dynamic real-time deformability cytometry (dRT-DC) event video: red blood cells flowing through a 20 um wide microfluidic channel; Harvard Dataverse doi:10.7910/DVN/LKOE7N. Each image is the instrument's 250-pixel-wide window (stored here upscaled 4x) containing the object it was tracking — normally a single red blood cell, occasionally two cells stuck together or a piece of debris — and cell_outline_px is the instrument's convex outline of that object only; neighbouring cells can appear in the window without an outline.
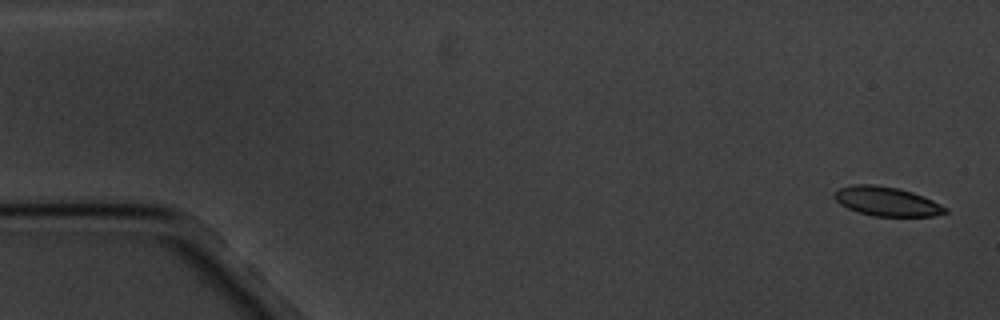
{"species": "common noctule bat (a hibernating species)", "species_latin": "Nyctalus noctula", "temperature_condition": "cold", "stored_images_in_passage": 8, "camera_frame_rate_fps": 3000, "um_per_image_px": 0.085, "animal": {"sex": "male", "body_mass_g": 20.1, "forearm_length_mm": 53.5}, "frame": {"image": 1, "passage_image": 1, "time_ms": 0.0, "image_size_px": [1000, 320], "cell_outline_px": [[948, 212], [932, 216], [872, 216], [856, 212], [840, 204], [832, 196], [840, 188], [856, 184], [872, 184], [896, 188], [912, 192], [924, 196], [948, 208]], "centroid_in_image_um": [75.37, 17.13], "position_along_channel_um": 9.6, "area_um2": 18.79}}
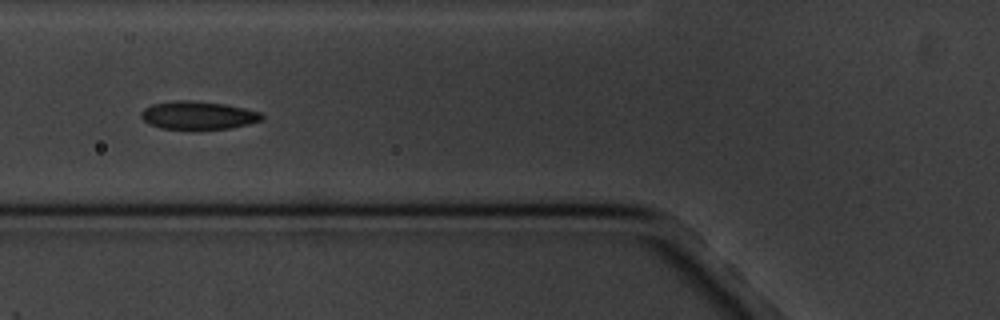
{"frame": {"image": 2, "passage_image": 6, "time_ms": 6.667, "image_size_px": [1000, 320], "cell_outline_px": [[264, 116], [260, 120], [248, 124], [228, 128], [192, 132], [160, 128], [148, 124], [140, 116], [140, 112], [144, 108], [152, 104], [176, 100], [188, 100], [224, 104], [244, 108], [260, 112]], "centroid_in_image_um": [16.78, 9.84], "position_along_channel_um": 109.0, "area_um2": 20.4}}
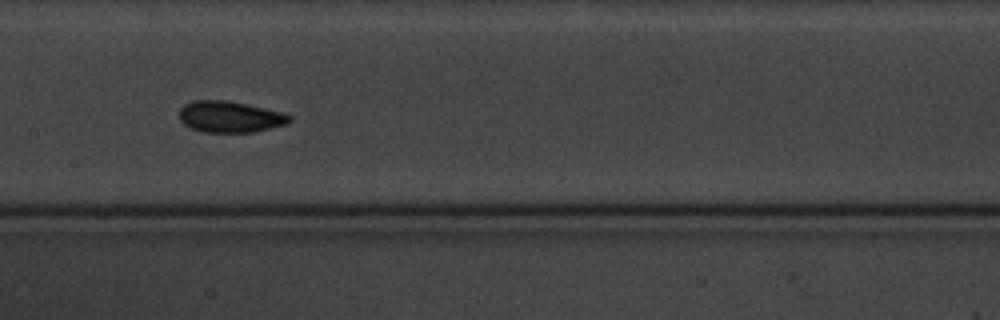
{"frame": {"image": 3, "passage_image": 8, "time_ms": 9.0, "image_size_px": [1000, 320], "cell_outline_px": [[292, 120], [284, 124], [252, 132], [200, 132], [184, 124], [180, 120], [180, 108], [184, 104], [192, 100], [228, 100], [248, 104], [284, 112], [292, 116]], "centroid_in_image_um": [19.53, 9.91], "position_along_channel_um": 187.9, "area_um2": 20.17}}